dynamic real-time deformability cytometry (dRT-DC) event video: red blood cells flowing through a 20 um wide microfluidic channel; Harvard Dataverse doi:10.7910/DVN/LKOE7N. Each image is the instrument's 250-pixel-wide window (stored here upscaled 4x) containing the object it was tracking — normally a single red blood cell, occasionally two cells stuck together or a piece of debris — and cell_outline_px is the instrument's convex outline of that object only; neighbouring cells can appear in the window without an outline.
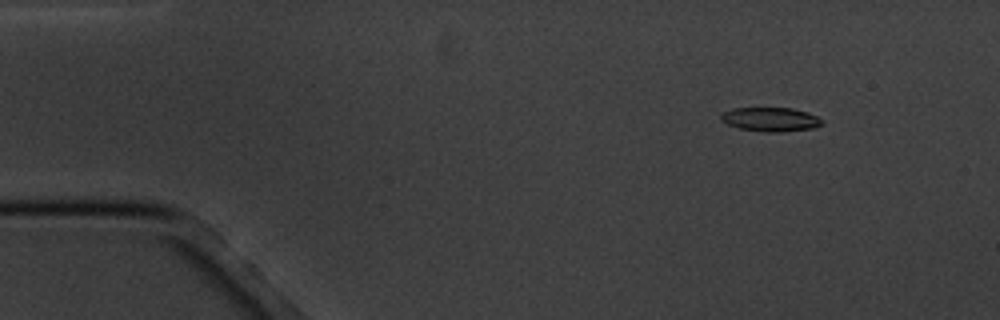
{"species": "common noctule bat (a hibernating species)", "species_latin": "Nyctalus noctula", "temperature_condition": "cold", "stored_images_in_passage": 6, "camera_frame_rate_fps": 3000, "um_per_image_px": 0.085, "animal": {"sex": "male", "body_mass_g": 20.1, "forearm_length_mm": 53.5}, "frame": {"image": 1, "passage_image": 2, "time_ms": 1.0, "image_size_px": [1000, 320], "cell_outline_px": [[824, 120], [816, 128], [780, 132], [768, 132], [740, 128], [728, 124], [720, 120], [720, 116], [724, 112], [732, 108], [792, 108], [808, 112]], "centroid_in_image_um": [65.52, 10.14], "position_along_channel_um": 19.5, "area_um2": 14.1}}
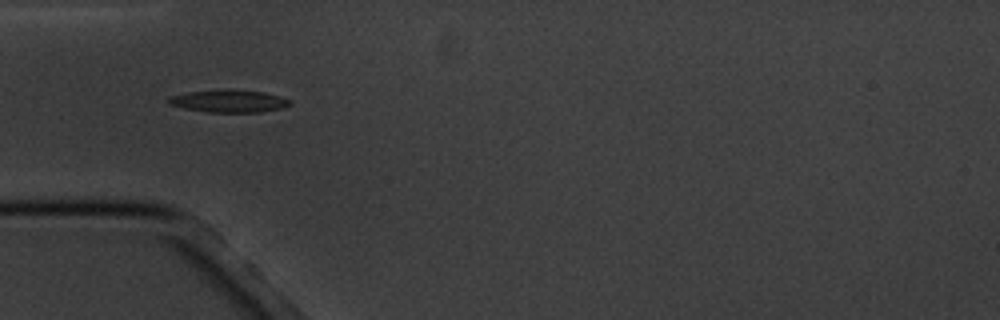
{"frame": {"image": 2, "passage_image": 5, "time_ms": 4.667, "image_size_px": [1000, 320], "cell_outline_px": [[292, 104], [280, 108], [260, 112], [208, 112], [184, 108], [168, 104], [168, 100], [172, 96], [188, 92], [264, 92], [280, 96], [292, 100]], "centroid_in_image_um": [19.5, 8.64], "position_along_channel_um": 65.5, "area_um2": 14.91}}
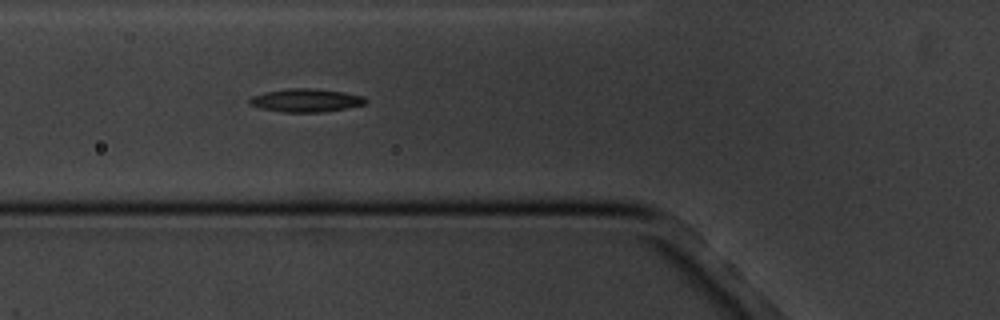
{"frame": {"image": 3, "passage_image": 6, "time_ms": 5.667, "image_size_px": [1000, 320], "cell_outline_px": [[368, 100], [364, 104], [348, 108], [320, 112], [284, 112], [260, 108], [248, 104], [248, 100], [252, 96], [264, 92], [288, 88], [316, 88], [344, 92], [364, 96]], "centroid_in_image_um": [26.0, 8.52], "position_along_channel_um": 99.8, "area_um2": 15.84}}